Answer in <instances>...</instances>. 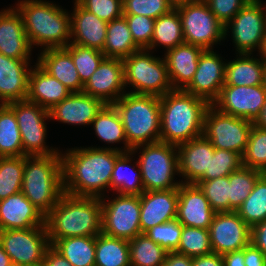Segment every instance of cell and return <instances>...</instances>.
I'll list each match as a JSON object with an SVG mask.
<instances>
[{
  "label": "cell",
  "mask_w": 266,
  "mask_h": 266,
  "mask_svg": "<svg viewBox=\"0 0 266 266\" xmlns=\"http://www.w3.org/2000/svg\"><path fill=\"white\" fill-rule=\"evenodd\" d=\"M62 154L64 193L73 196L102 197L110 185L120 148H71Z\"/></svg>",
  "instance_id": "1"
},
{
  "label": "cell",
  "mask_w": 266,
  "mask_h": 266,
  "mask_svg": "<svg viewBox=\"0 0 266 266\" xmlns=\"http://www.w3.org/2000/svg\"><path fill=\"white\" fill-rule=\"evenodd\" d=\"M45 226L50 244L67 237H96L102 233L101 198L64 193L45 215Z\"/></svg>",
  "instance_id": "2"
},
{
  "label": "cell",
  "mask_w": 266,
  "mask_h": 266,
  "mask_svg": "<svg viewBox=\"0 0 266 266\" xmlns=\"http://www.w3.org/2000/svg\"><path fill=\"white\" fill-rule=\"evenodd\" d=\"M209 105L183 89H173L160 97V141L179 145L203 135Z\"/></svg>",
  "instance_id": "3"
},
{
  "label": "cell",
  "mask_w": 266,
  "mask_h": 266,
  "mask_svg": "<svg viewBox=\"0 0 266 266\" xmlns=\"http://www.w3.org/2000/svg\"><path fill=\"white\" fill-rule=\"evenodd\" d=\"M30 45L65 48L71 39V15L48 1L22 0L17 4Z\"/></svg>",
  "instance_id": "4"
},
{
  "label": "cell",
  "mask_w": 266,
  "mask_h": 266,
  "mask_svg": "<svg viewBox=\"0 0 266 266\" xmlns=\"http://www.w3.org/2000/svg\"><path fill=\"white\" fill-rule=\"evenodd\" d=\"M21 192L46 215L64 194L62 154L26 156Z\"/></svg>",
  "instance_id": "5"
},
{
  "label": "cell",
  "mask_w": 266,
  "mask_h": 266,
  "mask_svg": "<svg viewBox=\"0 0 266 266\" xmlns=\"http://www.w3.org/2000/svg\"><path fill=\"white\" fill-rule=\"evenodd\" d=\"M113 105L121 117L127 143L132 149L160 141V97L128 92Z\"/></svg>",
  "instance_id": "6"
},
{
  "label": "cell",
  "mask_w": 266,
  "mask_h": 266,
  "mask_svg": "<svg viewBox=\"0 0 266 266\" xmlns=\"http://www.w3.org/2000/svg\"><path fill=\"white\" fill-rule=\"evenodd\" d=\"M143 147L138 159L142 184L145 191L175 189L182 182L173 178L179 172L177 145L155 142L134 147L131 151Z\"/></svg>",
  "instance_id": "7"
},
{
  "label": "cell",
  "mask_w": 266,
  "mask_h": 266,
  "mask_svg": "<svg viewBox=\"0 0 266 266\" xmlns=\"http://www.w3.org/2000/svg\"><path fill=\"white\" fill-rule=\"evenodd\" d=\"M148 52L141 49L123 60L125 87L133 86L134 90L129 92L132 94L162 97L173 90L167 63Z\"/></svg>",
  "instance_id": "8"
},
{
  "label": "cell",
  "mask_w": 266,
  "mask_h": 266,
  "mask_svg": "<svg viewBox=\"0 0 266 266\" xmlns=\"http://www.w3.org/2000/svg\"><path fill=\"white\" fill-rule=\"evenodd\" d=\"M182 21L184 41L205 49L225 38L224 25L211 12L204 0H186L175 3Z\"/></svg>",
  "instance_id": "9"
},
{
  "label": "cell",
  "mask_w": 266,
  "mask_h": 266,
  "mask_svg": "<svg viewBox=\"0 0 266 266\" xmlns=\"http://www.w3.org/2000/svg\"><path fill=\"white\" fill-rule=\"evenodd\" d=\"M252 126V122L225 114L210 104L204 115L203 135L214 148L243 156Z\"/></svg>",
  "instance_id": "10"
},
{
  "label": "cell",
  "mask_w": 266,
  "mask_h": 266,
  "mask_svg": "<svg viewBox=\"0 0 266 266\" xmlns=\"http://www.w3.org/2000/svg\"><path fill=\"white\" fill-rule=\"evenodd\" d=\"M16 116L24 156H51L61 154L59 150L46 146V124L45 120L50 119L49 110L29 102L13 101L7 104Z\"/></svg>",
  "instance_id": "11"
},
{
  "label": "cell",
  "mask_w": 266,
  "mask_h": 266,
  "mask_svg": "<svg viewBox=\"0 0 266 266\" xmlns=\"http://www.w3.org/2000/svg\"><path fill=\"white\" fill-rule=\"evenodd\" d=\"M0 243L12 265L40 266L51 246L46 226L0 231Z\"/></svg>",
  "instance_id": "12"
},
{
  "label": "cell",
  "mask_w": 266,
  "mask_h": 266,
  "mask_svg": "<svg viewBox=\"0 0 266 266\" xmlns=\"http://www.w3.org/2000/svg\"><path fill=\"white\" fill-rule=\"evenodd\" d=\"M101 197L102 233L132 240L142 234L140 228V195H119L111 201Z\"/></svg>",
  "instance_id": "13"
},
{
  "label": "cell",
  "mask_w": 266,
  "mask_h": 266,
  "mask_svg": "<svg viewBox=\"0 0 266 266\" xmlns=\"http://www.w3.org/2000/svg\"><path fill=\"white\" fill-rule=\"evenodd\" d=\"M264 4L261 1L248 2L225 25V38L230 29L238 53L252 54L254 49L260 51L266 35V4L265 7Z\"/></svg>",
  "instance_id": "14"
},
{
  "label": "cell",
  "mask_w": 266,
  "mask_h": 266,
  "mask_svg": "<svg viewBox=\"0 0 266 266\" xmlns=\"http://www.w3.org/2000/svg\"><path fill=\"white\" fill-rule=\"evenodd\" d=\"M266 101V88L256 86L223 85L212 105L219 111L252 123L259 117Z\"/></svg>",
  "instance_id": "15"
},
{
  "label": "cell",
  "mask_w": 266,
  "mask_h": 266,
  "mask_svg": "<svg viewBox=\"0 0 266 266\" xmlns=\"http://www.w3.org/2000/svg\"><path fill=\"white\" fill-rule=\"evenodd\" d=\"M213 253H226L242 250L251 243V228L236 211L216 212L209 227Z\"/></svg>",
  "instance_id": "16"
},
{
  "label": "cell",
  "mask_w": 266,
  "mask_h": 266,
  "mask_svg": "<svg viewBox=\"0 0 266 266\" xmlns=\"http://www.w3.org/2000/svg\"><path fill=\"white\" fill-rule=\"evenodd\" d=\"M213 49H205L199 56L198 67L185 91L212 104L225 84L226 62Z\"/></svg>",
  "instance_id": "17"
},
{
  "label": "cell",
  "mask_w": 266,
  "mask_h": 266,
  "mask_svg": "<svg viewBox=\"0 0 266 266\" xmlns=\"http://www.w3.org/2000/svg\"><path fill=\"white\" fill-rule=\"evenodd\" d=\"M124 89L123 60L104 58L84 85L82 92L104 104H113L125 94Z\"/></svg>",
  "instance_id": "18"
},
{
  "label": "cell",
  "mask_w": 266,
  "mask_h": 266,
  "mask_svg": "<svg viewBox=\"0 0 266 266\" xmlns=\"http://www.w3.org/2000/svg\"><path fill=\"white\" fill-rule=\"evenodd\" d=\"M215 214L198 185L180 184L176 219L183 226L209 229Z\"/></svg>",
  "instance_id": "19"
},
{
  "label": "cell",
  "mask_w": 266,
  "mask_h": 266,
  "mask_svg": "<svg viewBox=\"0 0 266 266\" xmlns=\"http://www.w3.org/2000/svg\"><path fill=\"white\" fill-rule=\"evenodd\" d=\"M177 149L178 174L186 178L182 183L196 184L205 173H210V155L215 148L204 135L177 145Z\"/></svg>",
  "instance_id": "20"
},
{
  "label": "cell",
  "mask_w": 266,
  "mask_h": 266,
  "mask_svg": "<svg viewBox=\"0 0 266 266\" xmlns=\"http://www.w3.org/2000/svg\"><path fill=\"white\" fill-rule=\"evenodd\" d=\"M178 188L144 191L140 195V228L145 233L150 228L177 217Z\"/></svg>",
  "instance_id": "21"
},
{
  "label": "cell",
  "mask_w": 266,
  "mask_h": 266,
  "mask_svg": "<svg viewBox=\"0 0 266 266\" xmlns=\"http://www.w3.org/2000/svg\"><path fill=\"white\" fill-rule=\"evenodd\" d=\"M32 46L20 13L15 8L0 12V54L14 59H30Z\"/></svg>",
  "instance_id": "22"
},
{
  "label": "cell",
  "mask_w": 266,
  "mask_h": 266,
  "mask_svg": "<svg viewBox=\"0 0 266 266\" xmlns=\"http://www.w3.org/2000/svg\"><path fill=\"white\" fill-rule=\"evenodd\" d=\"M29 62V59H14L0 54V104L26 100L31 72Z\"/></svg>",
  "instance_id": "23"
},
{
  "label": "cell",
  "mask_w": 266,
  "mask_h": 266,
  "mask_svg": "<svg viewBox=\"0 0 266 266\" xmlns=\"http://www.w3.org/2000/svg\"><path fill=\"white\" fill-rule=\"evenodd\" d=\"M45 226V215L22 192L0 200V231Z\"/></svg>",
  "instance_id": "24"
},
{
  "label": "cell",
  "mask_w": 266,
  "mask_h": 266,
  "mask_svg": "<svg viewBox=\"0 0 266 266\" xmlns=\"http://www.w3.org/2000/svg\"><path fill=\"white\" fill-rule=\"evenodd\" d=\"M105 104L84 92H72L50 110V119L72 125H90Z\"/></svg>",
  "instance_id": "25"
},
{
  "label": "cell",
  "mask_w": 266,
  "mask_h": 266,
  "mask_svg": "<svg viewBox=\"0 0 266 266\" xmlns=\"http://www.w3.org/2000/svg\"><path fill=\"white\" fill-rule=\"evenodd\" d=\"M108 22L82 8L76 1L71 13L70 43L103 50ZM73 37V38H72Z\"/></svg>",
  "instance_id": "26"
},
{
  "label": "cell",
  "mask_w": 266,
  "mask_h": 266,
  "mask_svg": "<svg viewBox=\"0 0 266 266\" xmlns=\"http://www.w3.org/2000/svg\"><path fill=\"white\" fill-rule=\"evenodd\" d=\"M203 50L200 46L183 43L166 51L164 59L173 89L184 90L191 83Z\"/></svg>",
  "instance_id": "27"
},
{
  "label": "cell",
  "mask_w": 266,
  "mask_h": 266,
  "mask_svg": "<svg viewBox=\"0 0 266 266\" xmlns=\"http://www.w3.org/2000/svg\"><path fill=\"white\" fill-rule=\"evenodd\" d=\"M31 68L26 100L50 110L72 92L59 80L45 72L37 63Z\"/></svg>",
  "instance_id": "28"
},
{
  "label": "cell",
  "mask_w": 266,
  "mask_h": 266,
  "mask_svg": "<svg viewBox=\"0 0 266 266\" xmlns=\"http://www.w3.org/2000/svg\"><path fill=\"white\" fill-rule=\"evenodd\" d=\"M37 64L59 80L71 92H82V84L71 55L64 48L46 49L40 53Z\"/></svg>",
  "instance_id": "29"
},
{
  "label": "cell",
  "mask_w": 266,
  "mask_h": 266,
  "mask_svg": "<svg viewBox=\"0 0 266 266\" xmlns=\"http://www.w3.org/2000/svg\"><path fill=\"white\" fill-rule=\"evenodd\" d=\"M239 53V57L226 63L225 84L231 86L263 85L265 61Z\"/></svg>",
  "instance_id": "30"
},
{
  "label": "cell",
  "mask_w": 266,
  "mask_h": 266,
  "mask_svg": "<svg viewBox=\"0 0 266 266\" xmlns=\"http://www.w3.org/2000/svg\"><path fill=\"white\" fill-rule=\"evenodd\" d=\"M139 50L141 48L134 42L124 15L108 22L102 50L105 58L124 60Z\"/></svg>",
  "instance_id": "31"
},
{
  "label": "cell",
  "mask_w": 266,
  "mask_h": 266,
  "mask_svg": "<svg viewBox=\"0 0 266 266\" xmlns=\"http://www.w3.org/2000/svg\"><path fill=\"white\" fill-rule=\"evenodd\" d=\"M132 154V151L122 152L115 161L109 187L119 195H141L145 191L138 161L135 162L138 170L130 166Z\"/></svg>",
  "instance_id": "32"
},
{
  "label": "cell",
  "mask_w": 266,
  "mask_h": 266,
  "mask_svg": "<svg viewBox=\"0 0 266 266\" xmlns=\"http://www.w3.org/2000/svg\"><path fill=\"white\" fill-rule=\"evenodd\" d=\"M51 246L72 266H95L96 237H67L55 240Z\"/></svg>",
  "instance_id": "33"
},
{
  "label": "cell",
  "mask_w": 266,
  "mask_h": 266,
  "mask_svg": "<svg viewBox=\"0 0 266 266\" xmlns=\"http://www.w3.org/2000/svg\"><path fill=\"white\" fill-rule=\"evenodd\" d=\"M185 43L182 31V21L176 7L168 13L155 19L153 36L147 50L161 46L170 50L178 45ZM160 44V45H159Z\"/></svg>",
  "instance_id": "34"
},
{
  "label": "cell",
  "mask_w": 266,
  "mask_h": 266,
  "mask_svg": "<svg viewBox=\"0 0 266 266\" xmlns=\"http://www.w3.org/2000/svg\"><path fill=\"white\" fill-rule=\"evenodd\" d=\"M98 138L107 143L124 141L122 152H129L132 148L127 143L121 117L113 104H105L91 123Z\"/></svg>",
  "instance_id": "35"
},
{
  "label": "cell",
  "mask_w": 266,
  "mask_h": 266,
  "mask_svg": "<svg viewBox=\"0 0 266 266\" xmlns=\"http://www.w3.org/2000/svg\"><path fill=\"white\" fill-rule=\"evenodd\" d=\"M95 266H130L129 241L98 234Z\"/></svg>",
  "instance_id": "36"
},
{
  "label": "cell",
  "mask_w": 266,
  "mask_h": 266,
  "mask_svg": "<svg viewBox=\"0 0 266 266\" xmlns=\"http://www.w3.org/2000/svg\"><path fill=\"white\" fill-rule=\"evenodd\" d=\"M24 156L18 122L7 104H0V157Z\"/></svg>",
  "instance_id": "37"
},
{
  "label": "cell",
  "mask_w": 266,
  "mask_h": 266,
  "mask_svg": "<svg viewBox=\"0 0 266 266\" xmlns=\"http://www.w3.org/2000/svg\"><path fill=\"white\" fill-rule=\"evenodd\" d=\"M130 266H163L167 251L144 233L129 240Z\"/></svg>",
  "instance_id": "38"
},
{
  "label": "cell",
  "mask_w": 266,
  "mask_h": 266,
  "mask_svg": "<svg viewBox=\"0 0 266 266\" xmlns=\"http://www.w3.org/2000/svg\"><path fill=\"white\" fill-rule=\"evenodd\" d=\"M236 212L250 228L266 220V173L258 178L248 198Z\"/></svg>",
  "instance_id": "39"
},
{
  "label": "cell",
  "mask_w": 266,
  "mask_h": 266,
  "mask_svg": "<svg viewBox=\"0 0 266 266\" xmlns=\"http://www.w3.org/2000/svg\"><path fill=\"white\" fill-rule=\"evenodd\" d=\"M262 174L263 172L259 170L241 166L238 170L233 171L229 175V212L236 211L242 205Z\"/></svg>",
  "instance_id": "40"
},
{
  "label": "cell",
  "mask_w": 266,
  "mask_h": 266,
  "mask_svg": "<svg viewBox=\"0 0 266 266\" xmlns=\"http://www.w3.org/2000/svg\"><path fill=\"white\" fill-rule=\"evenodd\" d=\"M26 156L0 157V200L21 192Z\"/></svg>",
  "instance_id": "41"
},
{
  "label": "cell",
  "mask_w": 266,
  "mask_h": 266,
  "mask_svg": "<svg viewBox=\"0 0 266 266\" xmlns=\"http://www.w3.org/2000/svg\"><path fill=\"white\" fill-rule=\"evenodd\" d=\"M64 49L71 55L83 85L87 83L105 58L104 53L98 49L83 47L73 43H69Z\"/></svg>",
  "instance_id": "42"
},
{
  "label": "cell",
  "mask_w": 266,
  "mask_h": 266,
  "mask_svg": "<svg viewBox=\"0 0 266 266\" xmlns=\"http://www.w3.org/2000/svg\"><path fill=\"white\" fill-rule=\"evenodd\" d=\"M176 252L191 258L211 254L209 229L183 226Z\"/></svg>",
  "instance_id": "43"
},
{
  "label": "cell",
  "mask_w": 266,
  "mask_h": 266,
  "mask_svg": "<svg viewBox=\"0 0 266 266\" xmlns=\"http://www.w3.org/2000/svg\"><path fill=\"white\" fill-rule=\"evenodd\" d=\"M242 166L266 173V130L252 126L244 155Z\"/></svg>",
  "instance_id": "44"
},
{
  "label": "cell",
  "mask_w": 266,
  "mask_h": 266,
  "mask_svg": "<svg viewBox=\"0 0 266 266\" xmlns=\"http://www.w3.org/2000/svg\"><path fill=\"white\" fill-rule=\"evenodd\" d=\"M196 185L203 191L215 212H229V176L211 180H199Z\"/></svg>",
  "instance_id": "45"
},
{
  "label": "cell",
  "mask_w": 266,
  "mask_h": 266,
  "mask_svg": "<svg viewBox=\"0 0 266 266\" xmlns=\"http://www.w3.org/2000/svg\"><path fill=\"white\" fill-rule=\"evenodd\" d=\"M242 166V156L236 152L224 149H214L210 155V173H205L200 180H211L229 176Z\"/></svg>",
  "instance_id": "46"
},
{
  "label": "cell",
  "mask_w": 266,
  "mask_h": 266,
  "mask_svg": "<svg viewBox=\"0 0 266 266\" xmlns=\"http://www.w3.org/2000/svg\"><path fill=\"white\" fill-rule=\"evenodd\" d=\"M123 15H143L157 19L175 7L173 0H122Z\"/></svg>",
  "instance_id": "47"
},
{
  "label": "cell",
  "mask_w": 266,
  "mask_h": 266,
  "mask_svg": "<svg viewBox=\"0 0 266 266\" xmlns=\"http://www.w3.org/2000/svg\"><path fill=\"white\" fill-rule=\"evenodd\" d=\"M182 229L183 225L175 218L150 228L144 234L169 252L178 249Z\"/></svg>",
  "instance_id": "48"
},
{
  "label": "cell",
  "mask_w": 266,
  "mask_h": 266,
  "mask_svg": "<svg viewBox=\"0 0 266 266\" xmlns=\"http://www.w3.org/2000/svg\"><path fill=\"white\" fill-rule=\"evenodd\" d=\"M134 42L147 49L152 40L155 19L143 15H124Z\"/></svg>",
  "instance_id": "49"
},
{
  "label": "cell",
  "mask_w": 266,
  "mask_h": 266,
  "mask_svg": "<svg viewBox=\"0 0 266 266\" xmlns=\"http://www.w3.org/2000/svg\"><path fill=\"white\" fill-rule=\"evenodd\" d=\"M82 8L101 20L111 22L123 15L122 0H75Z\"/></svg>",
  "instance_id": "50"
},
{
  "label": "cell",
  "mask_w": 266,
  "mask_h": 266,
  "mask_svg": "<svg viewBox=\"0 0 266 266\" xmlns=\"http://www.w3.org/2000/svg\"><path fill=\"white\" fill-rule=\"evenodd\" d=\"M215 17L225 26L248 0H204Z\"/></svg>",
  "instance_id": "51"
},
{
  "label": "cell",
  "mask_w": 266,
  "mask_h": 266,
  "mask_svg": "<svg viewBox=\"0 0 266 266\" xmlns=\"http://www.w3.org/2000/svg\"><path fill=\"white\" fill-rule=\"evenodd\" d=\"M251 243L266 256V220L251 228Z\"/></svg>",
  "instance_id": "52"
},
{
  "label": "cell",
  "mask_w": 266,
  "mask_h": 266,
  "mask_svg": "<svg viewBox=\"0 0 266 266\" xmlns=\"http://www.w3.org/2000/svg\"><path fill=\"white\" fill-rule=\"evenodd\" d=\"M245 266H266V256L252 243L244 248Z\"/></svg>",
  "instance_id": "53"
},
{
  "label": "cell",
  "mask_w": 266,
  "mask_h": 266,
  "mask_svg": "<svg viewBox=\"0 0 266 266\" xmlns=\"http://www.w3.org/2000/svg\"><path fill=\"white\" fill-rule=\"evenodd\" d=\"M42 266H72L71 263L50 246L44 255Z\"/></svg>",
  "instance_id": "54"
},
{
  "label": "cell",
  "mask_w": 266,
  "mask_h": 266,
  "mask_svg": "<svg viewBox=\"0 0 266 266\" xmlns=\"http://www.w3.org/2000/svg\"><path fill=\"white\" fill-rule=\"evenodd\" d=\"M193 258L178 253L176 251H169L166 254L163 266H192Z\"/></svg>",
  "instance_id": "55"
},
{
  "label": "cell",
  "mask_w": 266,
  "mask_h": 266,
  "mask_svg": "<svg viewBox=\"0 0 266 266\" xmlns=\"http://www.w3.org/2000/svg\"><path fill=\"white\" fill-rule=\"evenodd\" d=\"M192 266H224L222 255L211 253L199 257H194Z\"/></svg>",
  "instance_id": "56"
},
{
  "label": "cell",
  "mask_w": 266,
  "mask_h": 266,
  "mask_svg": "<svg viewBox=\"0 0 266 266\" xmlns=\"http://www.w3.org/2000/svg\"><path fill=\"white\" fill-rule=\"evenodd\" d=\"M224 266H245L244 248L222 255Z\"/></svg>",
  "instance_id": "57"
},
{
  "label": "cell",
  "mask_w": 266,
  "mask_h": 266,
  "mask_svg": "<svg viewBox=\"0 0 266 266\" xmlns=\"http://www.w3.org/2000/svg\"><path fill=\"white\" fill-rule=\"evenodd\" d=\"M253 125L266 130V101L265 104L263 105L259 117L253 123Z\"/></svg>",
  "instance_id": "58"
},
{
  "label": "cell",
  "mask_w": 266,
  "mask_h": 266,
  "mask_svg": "<svg viewBox=\"0 0 266 266\" xmlns=\"http://www.w3.org/2000/svg\"><path fill=\"white\" fill-rule=\"evenodd\" d=\"M0 266H12L10 257L4 251L1 243H0Z\"/></svg>",
  "instance_id": "59"
},
{
  "label": "cell",
  "mask_w": 266,
  "mask_h": 266,
  "mask_svg": "<svg viewBox=\"0 0 266 266\" xmlns=\"http://www.w3.org/2000/svg\"><path fill=\"white\" fill-rule=\"evenodd\" d=\"M259 54H261V58L266 62V35L263 39V43H262V46H261V49L259 51Z\"/></svg>",
  "instance_id": "60"
},
{
  "label": "cell",
  "mask_w": 266,
  "mask_h": 266,
  "mask_svg": "<svg viewBox=\"0 0 266 266\" xmlns=\"http://www.w3.org/2000/svg\"><path fill=\"white\" fill-rule=\"evenodd\" d=\"M263 86L266 88V62L264 67Z\"/></svg>",
  "instance_id": "61"
},
{
  "label": "cell",
  "mask_w": 266,
  "mask_h": 266,
  "mask_svg": "<svg viewBox=\"0 0 266 266\" xmlns=\"http://www.w3.org/2000/svg\"><path fill=\"white\" fill-rule=\"evenodd\" d=\"M249 2H260L261 0H248Z\"/></svg>",
  "instance_id": "62"
},
{
  "label": "cell",
  "mask_w": 266,
  "mask_h": 266,
  "mask_svg": "<svg viewBox=\"0 0 266 266\" xmlns=\"http://www.w3.org/2000/svg\"><path fill=\"white\" fill-rule=\"evenodd\" d=\"M175 3L180 1H186V0H173Z\"/></svg>",
  "instance_id": "63"
}]
</instances>
